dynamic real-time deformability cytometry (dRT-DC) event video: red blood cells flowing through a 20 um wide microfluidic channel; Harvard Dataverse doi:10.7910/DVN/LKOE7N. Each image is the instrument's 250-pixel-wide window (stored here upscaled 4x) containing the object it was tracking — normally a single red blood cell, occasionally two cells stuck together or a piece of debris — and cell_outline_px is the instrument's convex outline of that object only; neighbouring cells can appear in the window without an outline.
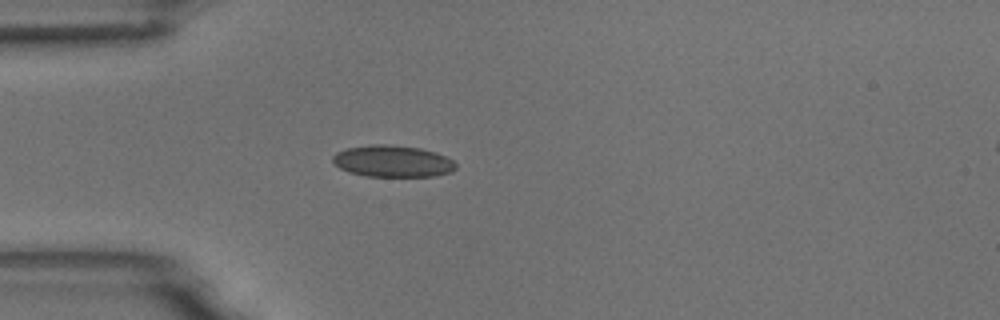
{"species": "common noctule bat (a hibernating species)", "species_latin": "Nyctalus noctula", "temperature_condition": "room temperature", "stored_images_in_passage": 4, "camera_frame_rate_fps": 3000, "um_per_image_px": 0.085, "animal": {"sex": "male", "body_mass_g": 18.8}, "frame": {"image": 1, "passage_image": 4, "time_ms": 1.0, "image_size_px": [1000, 320], "cell_outline_px": [[456, 168], [452, 172], [436, 176], [364, 176], [348, 172], [340, 168], [332, 160], [332, 156], [336, 152], [348, 148], [368, 144], [388, 144], [420, 148], [436, 152], [452, 160], [456, 164]], "centroid_in_image_um": [33.37, 13.7], "position_along_channel_um": 51.6, "area_um2": 22.83}}